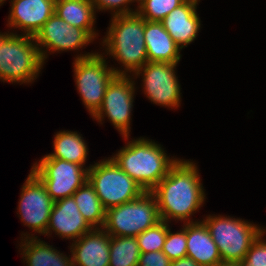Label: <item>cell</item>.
I'll return each mask as SVG.
<instances>
[{
	"label": "cell",
	"instance_id": "6da1fadb",
	"mask_svg": "<svg viewBox=\"0 0 266 266\" xmlns=\"http://www.w3.org/2000/svg\"><path fill=\"white\" fill-rule=\"evenodd\" d=\"M151 192L156 197L161 220L198 222L192 221L191 216L202 207L206 194L194 161L178 159Z\"/></svg>",
	"mask_w": 266,
	"mask_h": 266
},
{
	"label": "cell",
	"instance_id": "7a4b0ae2",
	"mask_svg": "<svg viewBox=\"0 0 266 266\" xmlns=\"http://www.w3.org/2000/svg\"><path fill=\"white\" fill-rule=\"evenodd\" d=\"M144 30L145 20L137 12L111 18L102 43L105 53L124 67H111L116 75L127 76L129 72L135 77L133 74L148 62Z\"/></svg>",
	"mask_w": 266,
	"mask_h": 266
},
{
	"label": "cell",
	"instance_id": "3957f363",
	"mask_svg": "<svg viewBox=\"0 0 266 266\" xmlns=\"http://www.w3.org/2000/svg\"><path fill=\"white\" fill-rule=\"evenodd\" d=\"M111 158L145 191H151L178 161L170 159L160 144L144 137L127 142Z\"/></svg>",
	"mask_w": 266,
	"mask_h": 266
},
{
	"label": "cell",
	"instance_id": "277c9868",
	"mask_svg": "<svg viewBox=\"0 0 266 266\" xmlns=\"http://www.w3.org/2000/svg\"><path fill=\"white\" fill-rule=\"evenodd\" d=\"M45 62L34 36L0 32V80L29 84L37 79Z\"/></svg>",
	"mask_w": 266,
	"mask_h": 266
},
{
	"label": "cell",
	"instance_id": "5b68a950",
	"mask_svg": "<svg viewBox=\"0 0 266 266\" xmlns=\"http://www.w3.org/2000/svg\"><path fill=\"white\" fill-rule=\"evenodd\" d=\"M202 222L217 245L222 261L240 262L263 229L244 219L208 215Z\"/></svg>",
	"mask_w": 266,
	"mask_h": 266
},
{
	"label": "cell",
	"instance_id": "8992f818",
	"mask_svg": "<svg viewBox=\"0 0 266 266\" xmlns=\"http://www.w3.org/2000/svg\"><path fill=\"white\" fill-rule=\"evenodd\" d=\"M161 221L157 200L151 191L106 210L103 229L110 236L136 237Z\"/></svg>",
	"mask_w": 266,
	"mask_h": 266
},
{
	"label": "cell",
	"instance_id": "52a82bcc",
	"mask_svg": "<svg viewBox=\"0 0 266 266\" xmlns=\"http://www.w3.org/2000/svg\"><path fill=\"white\" fill-rule=\"evenodd\" d=\"M88 181L94 187L105 210L132 201L145 192L112 158L91 164L88 169Z\"/></svg>",
	"mask_w": 266,
	"mask_h": 266
},
{
	"label": "cell",
	"instance_id": "ba28073f",
	"mask_svg": "<svg viewBox=\"0 0 266 266\" xmlns=\"http://www.w3.org/2000/svg\"><path fill=\"white\" fill-rule=\"evenodd\" d=\"M107 63L98 52L77 55L73 63L77 90L91 116L101 107L106 88L116 76Z\"/></svg>",
	"mask_w": 266,
	"mask_h": 266
},
{
	"label": "cell",
	"instance_id": "9c48e42d",
	"mask_svg": "<svg viewBox=\"0 0 266 266\" xmlns=\"http://www.w3.org/2000/svg\"><path fill=\"white\" fill-rule=\"evenodd\" d=\"M82 165L56 158H42L33 164L31 171L44 184L55 202L72 196L87 180L88 169Z\"/></svg>",
	"mask_w": 266,
	"mask_h": 266
},
{
	"label": "cell",
	"instance_id": "30bf717a",
	"mask_svg": "<svg viewBox=\"0 0 266 266\" xmlns=\"http://www.w3.org/2000/svg\"><path fill=\"white\" fill-rule=\"evenodd\" d=\"M132 76L116 75L108 84L99 110L92 116L102 123L108 117L124 140H129L131 114L135 96V81Z\"/></svg>",
	"mask_w": 266,
	"mask_h": 266
},
{
	"label": "cell",
	"instance_id": "8fae6325",
	"mask_svg": "<svg viewBox=\"0 0 266 266\" xmlns=\"http://www.w3.org/2000/svg\"><path fill=\"white\" fill-rule=\"evenodd\" d=\"M176 66V63L147 62L134 73L135 79L143 76V91L153 104L171 109L179 107L181 87L175 72Z\"/></svg>",
	"mask_w": 266,
	"mask_h": 266
},
{
	"label": "cell",
	"instance_id": "7c38bea8",
	"mask_svg": "<svg viewBox=\"0 0 266 266\" xmlns=\"http://www.w3.org/2000/svg\"><path fill=\"white\" fill-rule=\"evenodd\" d=\"M21 190L17 214L25 226L35 233L45 235L54 201L32 171Z\"/></svg>",
	"mask_w": 266,
	"mask_h": 266
},
{
	"label": "cell",
	"instance_id": "4fadbf2b",
	"mask_svg": "<svg viewBox=\"0 0 266 266\" xmlns=\"http://www.w3.org/2000/svg\"><path fill=\"white\" fill-rule=\"evenodd\" d=\"M34 38L44 62L48 58V51L51 54L78 50L94 41L84 29L67 24L56 13L46 21Z\"/></svg>",
	"mask_w": 266,
	"mask_h": 266
},
{
	"label": "cell",
	"instance_id": "5bb4252c",
	"mask_svg": "<svg viewBox=\"0 0 266 266\" xmlns=\"http://www.w3.org/2000/svg\"><path fill=\"white\" fill-rule=\"evenodd\" d=\"M54 13L55 0H11L7 26L35 36Z\"/></svg>",
	"mask_w": 266,
	"mask_h": 266
},
{
	"label": "cell",
	"instance_id": "9a60e30c",
	"mask_svg": "<svg viewBox=\"0 0 266 266\" xmlns=\"http://www.w3.org/2000/svg\"><path fill=\"white\" fill-rule=\"evenodd\" d=\"M91 229L70 196L54 202L45 236L51 235L53 230L55 235L75 241Z\"/></svg>",
	"mask_w": 266,
	"mask_h": 266
},
{
	"label": "cell",
	"instance_id": "2e32d148",
	"mask_svg": "<svg viewBox=\"0 0 266 266\" xmlns=\"http://www.w3.org/2000/svg\"><path fill=\"white\" fill-rule=\"evenodd\" d=\"M73 266H109L110 235L92 228L70 246Z\"/></svg>",
	"mask_w": 266,
	"mask_h": 266
},
{
	"label": "cell",
	"instance_id": "e0dca14e",
	"mask_svg": "<svg viewBox=\"0 0 266 266\" xmlns=\"http://www.w3.org/2000/svg\"><path fill=\"white\" fill-rule=\"evenodd\" d=\"M199 1L186 0L161 21L164 29L181 49L193 42L200 30L201 20L196 12Z\"/></svg>",
	"mask_w": 266,
	"mask_h": 266
},
{
	"label": "cell",
	"instance_id": "ac0fdd59",
	"mask_svg": "<svg viewBox=\"0 0 266 266\" xmlns=\"http://www.w3.org/2000/svg\"><path fill=\"white\" fill-rule=\"evenodd\" d=\"M144 38L148 62L178 64L182 49L164 29L162 22L145 20Z\"/></svg>",
	"mask_w": 266,
	"mask_h": 266
},
{
	"label": "cell",
	"instance_id": "d6986e66",
	"mask_svg": "<svg viewBox=\"0 0 266 266\" xmlns=\"http://www.w3.org/2000/svg\"><path fill=\"white\" fill-rule=\"evenodd\" d=\"M187 255L200 266L222 262L219 249L202 221L186 223Z\"/></svg>",
	"mask_w": 266,
	"mask_h": 266
},
{
	"label": "cell",
	"instance_id": "ffe728a7",
	"mask_svg": "<svg viewBox=\"0 0 266 266\" xmlns=\"http://www.w3.org/2000/svg\"><path fill=\"white\" fill-rule=\"evenodd\" d=\"M21 245L23 249L21 255L27 266H73L72 256L67 257L60 253L52 245L38 239L34 234L22 233ZM24 236V238L22 237ZM26 236V237H25Z\"/></svg>",
	"mask_w": 266,
	"mask_h": 266
},
{
	"label": "cell",
	"instance_id": "44dd1931",
	"mask_svg": "<svg viewBox=\"0 0 266 266\" xmlns=\"http://www.w3.org/2000/svg\"><path fill=\"white\" fill-rule=\"evenodd\" d=\"M55 13L67 24L84 29L93 39L96 10L91 0H55Z\"/></svg>",
	"mask_w": 266,
	"mask_h": 266
},
{
	"label": "cell",
	"instance_id": "7402d4cb",
	"mask_svg": "<svg viewBox=\"0 0 266 266\" xmlns=\"http://www.w3.org/2000/svg\"><path fill=\"white\" fill-rule=\"evenodd\" d=\"M82 135L73 131H59L54 136V152L46 154L42 158H56L71 163L85 166L88 154V146Z\"/></svg>",
	"mask_w": 266,
	"mask_h": 266
},
{
	"label": "cell",
	"instance_id": "603a6c76",
	"mask_svg": "<svg viewBox=\"0 0 266 266\" xmlns=\"http://www.w3.org/2000/svg\"><path fill=\"white\" fill-rule=\"evenodd\" d=\"M72 196L88 224L92 228H103L106 210L90 182L87 180Z\"/></svg>",
	"mask_w": 266,
	"mask_h": 266
},
{
	"label": "cell",
	"instance_id": "cb8c5ba5",
	"mask_svg": "<svg viewBox=\"0 0 266 266\" xmlns=\"http://www.w3.org/2000/svg\"><path fill=\"white\" fill-rule=\"evenodd\" d=\"M140 255L136 237L110 236L109 266H138Z\"/></svg>",
	"mask_w": 266,
	"mask_h": 266
},
{
	"label": "cell",
	"instance_id": "d4e9b609",
	"mask_svg": "<svg viewBox=\"0 0 266 266\" xmlns=\"http://www.w3.org/2000/svg\"><path fill=\"white\" fill-rule=\"evenodd\" d=\"M186 0H145L135 11L146 21L161 22Z\"/></svg>",
	"mask_w": 266,
	"mask_h": 266
},
{
	"label": "cell",
	"instance_id": "484cf974",
	"mask_svg": "<svg viewBox=\"0 0 266 266\" xmlns=\"http://www.w3.org/2000/svg\"><path fill=\"white\" fill-rule=\"evenodd\" d=\"M169 224L161 220L136 236L141 253L161 251L163 249Z\"/></svg>",
	"mask_w": 266,
	"mask_h": 266
},
{
	"label": "cell",
	"instance_id": "4316f807",
	"mask_svg": "<svg viewBox=\"0 0 266 266\" xmlns=\"http://www.w3.org/2000/svg\"><path fill=\"white\" fill-rule=\"evenodd\" d=\"M162 252L167 255L171 261L178 260L187 255L186 223L182 230L172 233L168 228L165 243Z\"/></svg>",
	"mask_w": 266,
	"mask_h": 266
},
{
	"label": "cell",
	"instance_id": "83f0119b",
	"mask_svg": "<svg viewBox=\"0 0 266 266\" xmlns=\"http://www.w3.org/2000/svg\"><path fill=\"white\" fill-rule=\"evenodd\" d=\"M266 230L251 244L245 257L240 261L242 266H266V240H264Z\"/></svg>",
	"mask_w": 266,
	"mask_h": 266
},
{
	"label": "cell",
	"instance_id": "f1b7e54d",
	"mask_svg": "<svg viewBox=\"0 0 266 266\" xmlns=\"http://www.w3.org/2000/svg\"><path fill=\"white\" fill-rule=\"evenodd\" d=\"M96 11H111L112 16L133 14L136 11L129 8L131 0H91ZM122 6V7H121Z\"/></svg>",
	"mask_w": 266,
	"mask_h": 266
},
{
	"label": "cell",
	"instance_id": "f546056e",
	"mask_svg": "<svg viewBox=\"0 0 266 266\" xmlns=\"http://www.w3.org/2000/svg\"><path fill=\"white\" fill-rule=\"evenodd\" d=\"M171 260L161 251L141 253L138 266H170Z\"/></svg>",
	"mask_w": 266,
	"mask_h": 266
},
{
	"label": "cell",
	"instance_id": "4dcf8cb0",
	"mask_svg": "<svg viewBox=\"0 0 266 266\" xmlns=\"http://www.w3.org/2000/svg\"><path fill=\"white\" fill-rule=\"evenodd\" d=\"M170 266H200L192 258L185 256L178 260L172 261Z\"/></svg>",
	"mask_w": 266,
	"mask_h": 266
},
{
	"label": "cell",
	"instance_id": "1f68e13d",
	"mask_svg": "<svg viewBox=\"0 0 266 266\" xmlns=\"http://www.w3.org/2000/svg\"><path fill=\"white\" fill-rule=\"evenodd\" d=\"M216 266H242L240 264V262H220L219 264H217Z\"/></svg>",
	"mask_w": 266,
	"mask_h": 266
},
{
	"label": "cell",
	"instance_id": "d6a6232c",
	"mask_svg": "<svg viewBox=\"0 0 266 266\" xmlns=\"http://www.w3.org/2000/svg\"><path fill=\"white\" fill-rule=\"evenodd\" d=\"M144 1L145 0H131V3L137 2L138 3L137 7H139Z\"/></svg>",
	"mask_w": 266,
	"mask_h": 266
},
{
	"label": "cell",
	"instance_id": "836d02e7",
	"mask_svg": "<svg viewBox=\"0 0 266 266\" xmlns=\"http://www.w3.org/2000/svg\"><path fill=\"white\" fill-rule=\"evenodd\" d=\"M5 2V0H0V6Z\"/></svg>",
	"mask_w": 266,
	"mask_h": 266
}]
</instances>
